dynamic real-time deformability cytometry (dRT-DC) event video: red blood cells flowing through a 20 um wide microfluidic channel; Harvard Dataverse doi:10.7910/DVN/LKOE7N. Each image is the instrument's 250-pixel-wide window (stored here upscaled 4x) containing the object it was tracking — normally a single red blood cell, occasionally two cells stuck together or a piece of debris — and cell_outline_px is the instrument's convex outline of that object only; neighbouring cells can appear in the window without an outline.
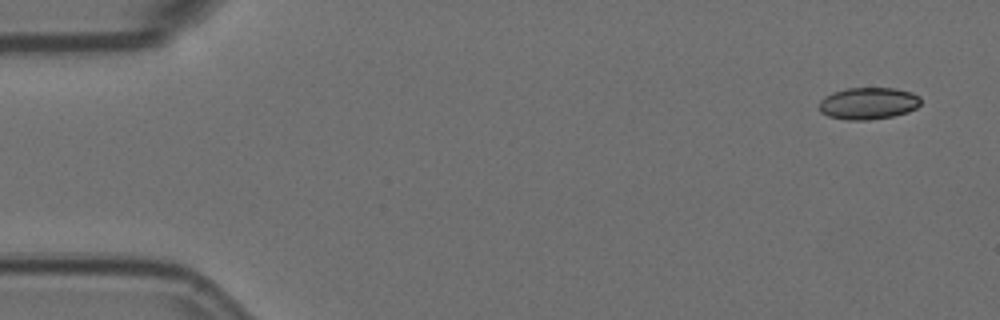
{"species": "Egyptian fruit bat (a non-hibernating species)", "species_latin": "Rousettus aegyptiacus", "temperature_condition": "room temperature", "stored_images_in_passage": 2, "camera_frame_rate_fps": 3000, "um_per_image_px": 0.085, "animal": {"sex": "female"}, "frame": {"image": 1, "passage_image": 1, "time_ms": 0.0, "image_size_px": [1000, 320], "cell_outline_px": [[920, 104], [916, 108], [908, 112], [892, 116], [868, 120], [848, 120], [828, 116], [820, 112], [820, 100], [824, 96], [832, 92], [844, 88], [896, 88], [912, 92], [920, 96]], "centroid_in_image_um": [73.8, 8.77], "position_along_channel_um": 11.2, "area_um2": 19.07}}